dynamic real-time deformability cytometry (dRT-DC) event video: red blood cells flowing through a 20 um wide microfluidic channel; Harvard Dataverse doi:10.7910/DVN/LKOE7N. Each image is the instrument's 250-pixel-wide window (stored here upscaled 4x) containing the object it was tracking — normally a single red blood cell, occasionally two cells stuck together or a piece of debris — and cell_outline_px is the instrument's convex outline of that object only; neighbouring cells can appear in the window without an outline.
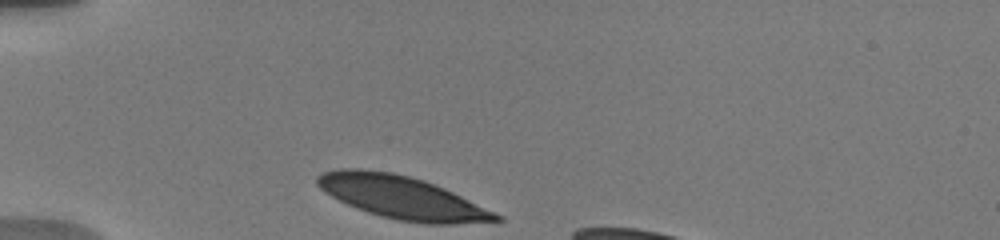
{"species": "human", "species_latin": "Homo sapiens", "temperature_condition": "warm", "stored_images_in_passage": 26, "camera_frame_rate_fps": 3000, "um_per_image_px": 0.085, "donor": {"sex": "male"}, "frame": {"image": 1, "passage_image": 1, "time_ms": 0.0, "image_size_px": [1000, 240], "cell_outline_px": [[504, 220], [456, 224], [424, 224], [396, 220], [380, 216], [356, 208], [324, 192], [316, 184], [316, 176], [324, 172], [340, 168], [360, 168], [392, 172], [424, 180], [444, 188], [504, 216]], "centroid_in_image_um": [34.16, 16.79], "position_along_channel_um": 50.8, "area_um2": 44.62}}
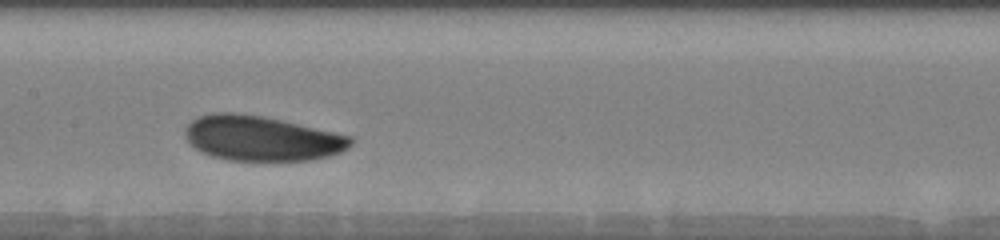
{"frame": {"image": 2, "passage_image": 11, "time_ms": 4.333, "image_size_px": [1000, 240], "cell_outline_px": [[352, 144], [348, 148], [340, 152], [328, 156], [308, 160], [228, 160], [212, 156], [200, 152], [184, 136], [184, 128], [192, 120], [200, 116], [212, 112], [236, 112], [264, 116], [352, 136]], "centroid_in_image_um": [22.21, 11.74], "position_along_channel_um": 185.2, "area_um2": 43.35}}
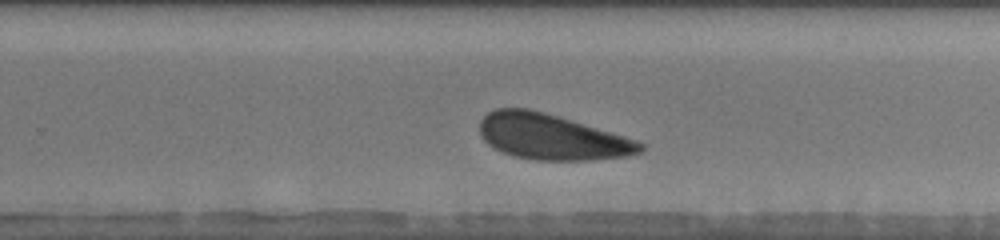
{"frame": {"image": 3, "passage_image": 17, "time_ms": 7.0, "image_size_px": [1000, 240], "cell_outline_px": [[644, 148], [640, 152], [628, 156], [592, 160], [536, 160], [516, 156], [504, 152], [488, 144], [484, 140], [480, 132], [480, 120], [488, 112], [496, 108], [528, 108], [544, 112], [624, 136], [636, 140], [644, 144]], "centroid_in_image_um": [46.89, 11.63], "position_along_channel_um": 282.9, "area_um2": 42.25}, "authors_computed_cell_mechanics": {"area_um2": 43.2922, "velocity_mm_per_s": 3.6818, "shape_relaxation_time_tau1_ms": 1.8092, "shape_relaxation_time_tau2_ms": null, "deformation_change_tau1": 0.0827, "deformation_change_tau2": null}}